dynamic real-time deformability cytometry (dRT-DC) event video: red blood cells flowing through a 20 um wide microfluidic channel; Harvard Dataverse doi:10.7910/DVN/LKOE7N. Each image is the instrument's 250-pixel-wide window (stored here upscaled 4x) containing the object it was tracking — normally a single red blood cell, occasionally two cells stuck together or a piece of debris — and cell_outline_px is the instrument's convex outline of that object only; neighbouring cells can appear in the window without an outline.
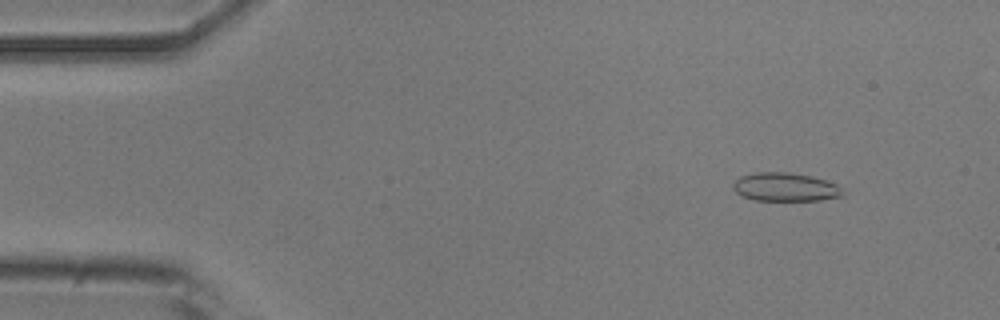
{"species": "common noctule bat (a hibernating species)", "species_latin": "Nyctalus noctula", "temperature_condition": "room temperature", "stored_images_in_passage": 22, "camera_frame_rate_fps": 3000, "um_per_image_px": 0.085, "animal": {"sex": "male", "body_mass_g": 20.5, "forearm_length_mm": 52.5}, "frame": {"image": 1, "passage_image": 6, "time_ms": 1.667, "image_size_px": [1000, 320], "cell_outline_px": [[844, 196], [820, 200], [756, 200], [740, 196], [732, 188], [732, 184], [740, 176], [756, 172], [788, 172], [812, 176], [836, 184], [840, 188]], "centroid_in_image_um": [66.71, 15.9], "position_along_channel_um": 18.3, "area_um2": 18.21}}
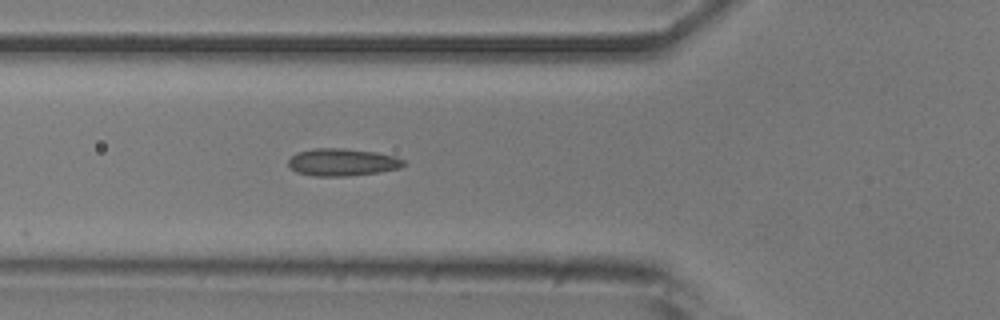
{"frame": {"image": 2, "passage_image": 19, "time_ms": 6.0, "image_size_px": [1000, 320], "cell_outline_px": [[408, 164], [400, 168], [376, 172], [348, 176], [316, 176], [296, 172], [288, 164], [288, 160], [296, 152], [312, 148], [344, 148], [376, 152], [396, 156], [404, 160]], "centroid_in_image_um": [29.11, 13.77], "position_along_channel_um": 96.7, "area_um2": 18.5}}
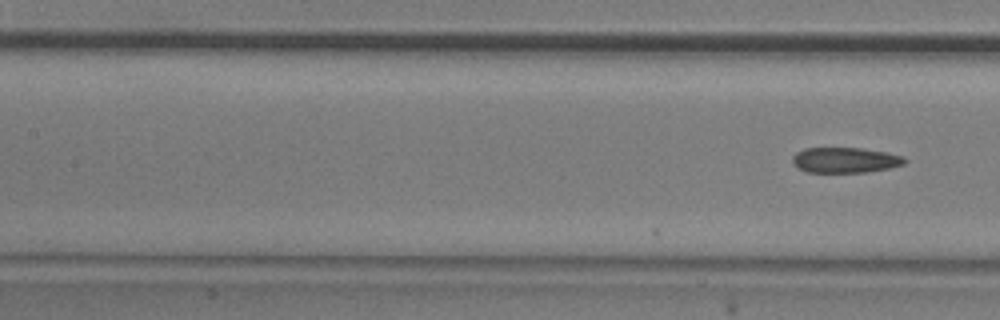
{"frame": {"image": 3, "passage_image": 22, "time_ms": 7.0, "image_size_px": [1000, 320], "cell_outline_px": [[908, 160], [904, 164], [888, 168], [868, 172], [808, 172], [796, 168], [792, 164], [792, 156], [796, 152], [804, 148], [860, 148], [888, 152], [904, 156]], "centroid_in_image_um": [71.83, 13.6], "position_along_channel_um": 135.6, "area_um2": 16.82}}